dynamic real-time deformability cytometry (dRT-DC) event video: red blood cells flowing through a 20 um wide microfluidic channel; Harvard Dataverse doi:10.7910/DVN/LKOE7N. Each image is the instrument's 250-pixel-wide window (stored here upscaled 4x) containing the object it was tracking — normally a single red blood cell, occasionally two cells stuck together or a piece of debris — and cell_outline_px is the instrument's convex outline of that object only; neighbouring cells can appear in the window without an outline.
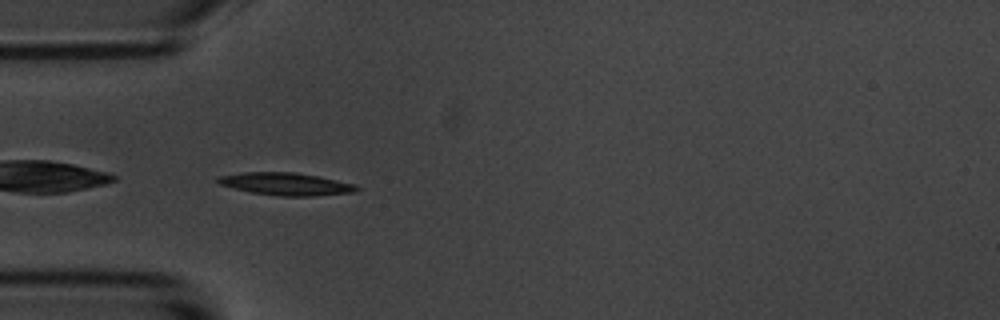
{"species": "common noctule bat (a hibernating species)", "species_latin": "Nyctalus noctula", "temperature_condition": "room temperature", "stored_images_in_passage": 40, "camera_frame_rate_fps": 3000, "um_per_image_px": 0.085, "animal": {"sex": "male", "body_mass_g": 20.1, "forearm_length_mm": 53.5}, "frame": {"image": 1, "passage_image": 1, "time_ms": 0.0, "image_size_px": [1000, 320], "cell_outline_px": [[360, 188], [356, 192], [312, 196], [280, 196], [252, 192], [220, 184], [216, 180], [216, 176], [244, 172], [296, 172], [320, 176], [356, 184]], "centroid_in_image_um": [24.35, 15.63], "position_along_channel_um": 60.6, "area_um2": 18.26}}
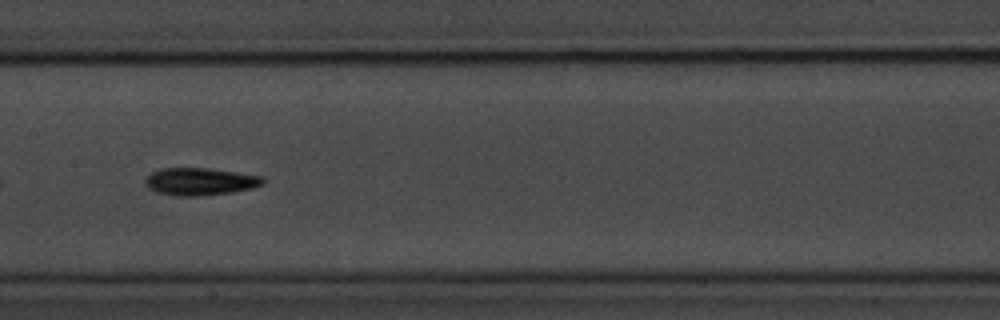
{"frame": {"image": 2, "passage_image": 12, "time_ms": 3.667, "image_size_px": [1000, 320], "cell_outline_px": [[264, 184], [252, 188], [232, 192], [200, 196], [176, 196], [156, 192], [148, 188], [144, 184], [144, 180], [152, 172], [160, 168], [208, 168], [264, 176]], "centroid_in_image_um": [16.99, 15.43], "position_along_channel_um": 190.4, "area_um2": 18.96}}
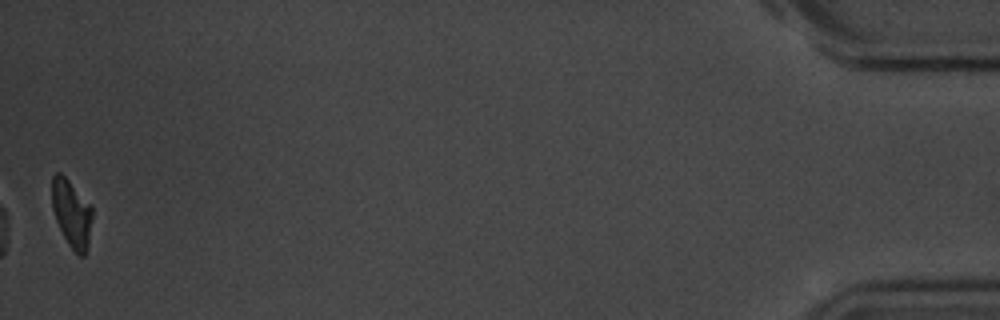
{"frame": {"image": 3, "passage_image": 40, "time_ms": 13.0, "image_size_px": [1000, 320], "cell_outline_px": [[92, 216], [88, 244], [84, 256], [80, 256], [68, 244], [56, 220], [52, 208], [52, 176], [56, 172], [60, 172], [92, 204]], "centroid_in_image_um": [6.09, 18.11], "position_along_channel_um": 429.1, "area_um2": 15.78}, "authors_computed_cell_mechanics": {"area_um2": 17.2244, "velocity_mm_per_s": 3.5801, "shape_relaxation_time_tau1_ms": 2.1307, "shape_relaxation_time_tau2_ms": 4.1942, "deformation_change_tau1": 0.1339, "deformation_change_tau2": 0.1193}}